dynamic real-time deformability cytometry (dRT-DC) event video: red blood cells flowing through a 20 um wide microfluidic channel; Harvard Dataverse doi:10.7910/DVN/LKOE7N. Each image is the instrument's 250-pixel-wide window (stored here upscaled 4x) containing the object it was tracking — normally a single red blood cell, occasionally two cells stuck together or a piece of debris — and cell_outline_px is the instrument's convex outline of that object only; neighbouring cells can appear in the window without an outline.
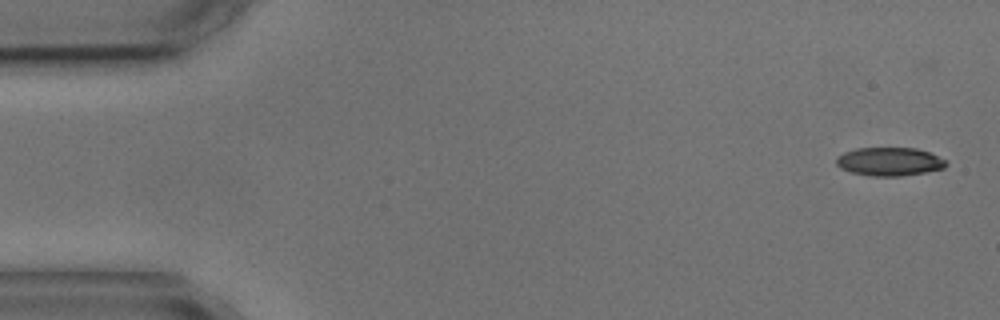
{"species": "common noctule bat (a hibernating species)", "species_latin": "Nyctalus noctula", "temperature_condition": "cold", "stored_images_in_passage": 7, "camera_frame_rate_fps": 3000, "um_per_image_px": 0.085, "animal": {"sex": "male", "body_mass_g": 17.9, "forearm_length_mm": 54.2}, "frame": {"image": 1, "passage_image": 1, "time_ms": 0.0, "image_size_px": [1000, 320], "cell_outline_px": [[948, 164], [944, 168], [924, 172], [900, 176], [872, 176], [852, 172], [840, 168], [836, 164], [836, 160], [844, 152], [856, 148], [916, 148], [928, 152], [948, 160]], "centroid_in_image_um": [75.63, 13.73], "position_along_channel_um": 9.4, "area_um2": 18.09}}
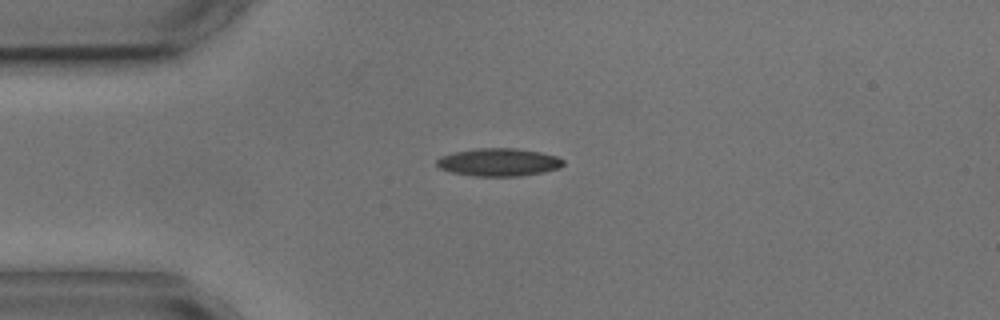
{"frame": {"image": 2, "passage_image": 4, "time_ms": 3.667, "image_size_px": [1000, 320], "cell_outline_px": [[564, 164], [560, 168], [520, 176], [476, 176], [452, 172], [440, 168], [436, 164], [436, 160], [440, 156], [452, 152], [476, 148], [516, 148], [540, 152], [556, 156], [564, 160]], "centroid_in_image_um": [42.37, 13.78], "position_along_channel_um": 42.6, "area_um2": 20.52}}